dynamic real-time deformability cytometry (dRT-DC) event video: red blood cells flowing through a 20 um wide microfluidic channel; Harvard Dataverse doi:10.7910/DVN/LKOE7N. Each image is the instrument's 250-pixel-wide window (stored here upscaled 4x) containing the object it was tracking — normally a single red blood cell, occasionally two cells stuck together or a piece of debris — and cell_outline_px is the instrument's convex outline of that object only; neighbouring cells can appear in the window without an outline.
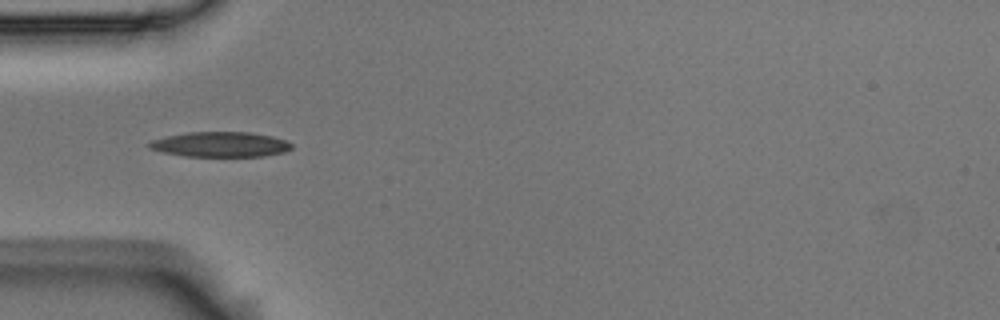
{"species": "Egyptian fruit bat (a non-hibernating species)", "species_latin": "Rousettus aegyptiacus", "temperature_condition": "room temperature", "stored_images_in_passage": 4, "camera_frame_rate_fps": 3000, "um_per_image_px": 0.085, "animal": {"sex": "male"}, "frame": {"image": 1, "passage_image": 2, "time_ms": 0.333, "image_size_px": [1000, 320], "cell_outline_px": [[292, 148], [284, 152], [264, 156], [184, 156], [164, 152], [148, 148], [148, 144], [152, 140], [164, 136], [188, 132], [248, 132], [272, 136], [284, 140], [292, 144]], "centroid_in_image_um": [18.71, 12.27], "position_along_channel_um": 66.3, "area_um2": 20.75}}
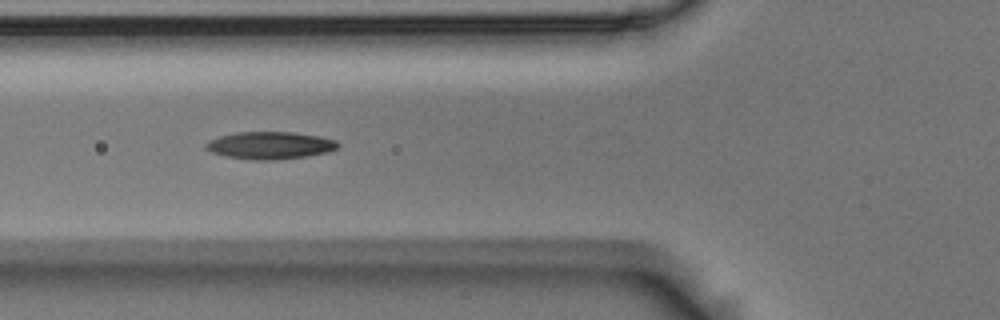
{"frame": {"image": 2, "passage_image": 3, "time_ms": 0.667, "image_size_px": [1000, 320], "cell_outline_px": [[340, 144], [336, 148], [328, 152], [304, 156], [272, 160], [256, 160], [228, 156], [212, 152], [204, 148], [204, 144], [208, 140], [220, 136], [236, 132], [292, 132], [320, 136], [336, 140]], "centroid_in_image_um": [22.94, 12.34], "position_along_channel_um": 102.9, "area_um2": 20.92}}
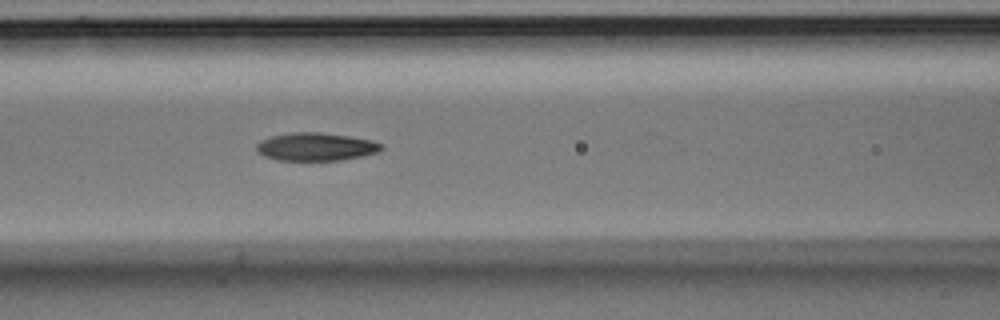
{"frame": {"image": 3, "passage_image": 4, "time_ms": 1.0, "image_size_px": [1000, 320], "cell_outline_px": [[384, 148], [376, 152], [360, 156], [340, 160], [280, 160], [264, 156], [256, 152], [256, 144], [260, 140], [272, 136], [292, 132], [320, 132], [348, 136], [372, 140], [384, 144]], "centroid_in_image_um": [26.83, 12.46], "position_along_channel_um": 139.8, "area_um2": 20.35}}